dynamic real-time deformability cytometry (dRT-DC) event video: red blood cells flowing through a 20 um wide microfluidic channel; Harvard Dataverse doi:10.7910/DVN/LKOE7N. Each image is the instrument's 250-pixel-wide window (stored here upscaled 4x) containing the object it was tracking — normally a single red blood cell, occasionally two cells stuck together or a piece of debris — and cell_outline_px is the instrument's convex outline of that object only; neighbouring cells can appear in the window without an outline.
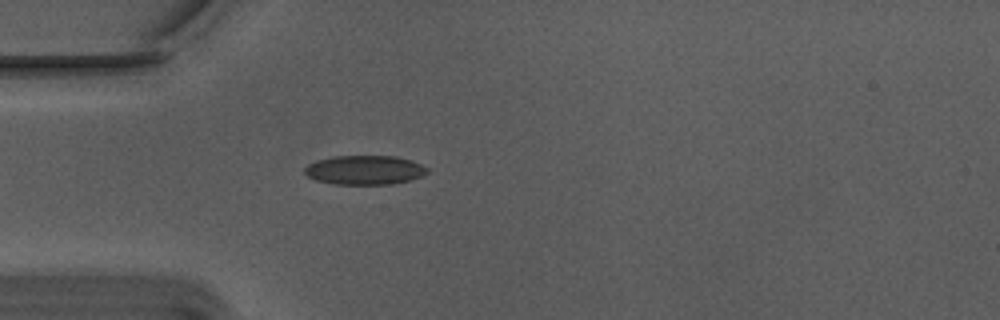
{"species": "Egyptian fruit bat (a non-hibernating species)", "species_latin": "Rousettus aegyptiacus", "temperature_condition": "warm", "stored_images_in_passage": 15, "camera_frame_rate_fps": 3000, "um_per_image_px": 0.085, "animal": {"sex": "male"}, "frame": {"image": 1, "passage_image": 1, "time_ms": 0.0, "image_size_px": [1000, 320], "cell_outline_px": [[428, 172], [420, 176], [408, 180], [392, 184], [336, 184], [316, 180], [308, 176], [304, 172], [304, 168], [308, 164], [316, 160], [332, 156], [396, 156], [412, 160], [428, 168]], "centroid_in_image_um": [30.98, 14.44], "position_along_channel_um": 54.0, "area_um2": 20.81}}
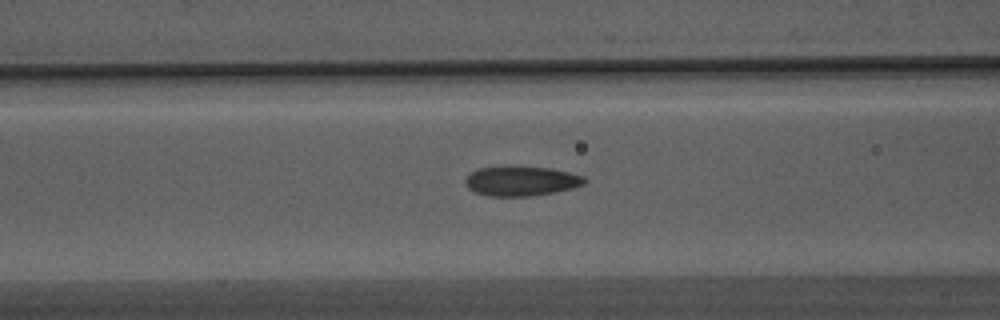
{"frame": {"image": 2, "passage_image": 7, "time_ms": 2.0, "image_size_px": [1000, 320], "cell_outline_px": [[588, 180], [584, 184], [572, 188], [556, 192], [528, 196], [488, 196], [476, 192], [468, 188], [464, 184], [464, 180], [476, 168], [504, 164], [508, 164], [552, 168], [584, 176]], "centroid_in_image_um": [44.28, 15.35], "position_along_channel_um": 122.3, "area_um2": 21.33}}
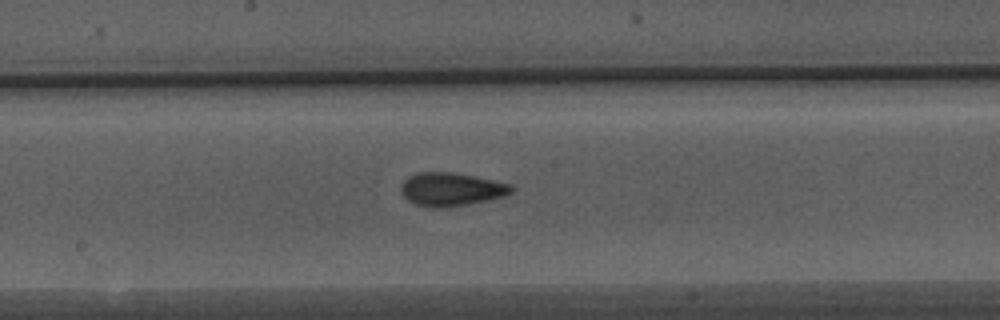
{"frame": {"image": 3, "passage_image": 14, "time_ms": 4.333, "image_size_px": [1000, 320], "cell_outline_px": [[516, 188], [512, 192], [504, 196], [488, 200], [444, 208], [432, 208], [416, 204], [408, 200], [400, 192], [400, 184], [408, 176], [420, 172], [452, 172], [512, 184]], "centroid_in_image_um": [38.34, 16.09], "position_along_channel_um": 209.9, "area_um2": 21.5}}